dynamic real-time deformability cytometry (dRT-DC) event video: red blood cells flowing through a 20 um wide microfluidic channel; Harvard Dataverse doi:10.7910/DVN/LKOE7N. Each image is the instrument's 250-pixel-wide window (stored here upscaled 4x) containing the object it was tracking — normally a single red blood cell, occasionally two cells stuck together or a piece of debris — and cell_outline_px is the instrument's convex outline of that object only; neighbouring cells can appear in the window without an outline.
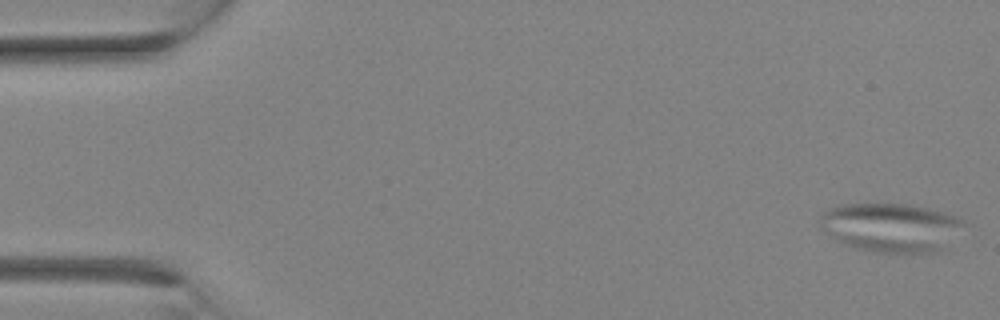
{"species": "Egyptian fruit bat (a non-hibernating species)", "species_latin": "Rousettus aegyptiacus", "temperature_condition": "room temperature", "stored_images_in_passage": 13, "camera_frame_rate_fps": 3000, "um_per_image_px": 0.085, "animal": {"sex": "female"}, "frame": {"image": 1, "passage_image": 1, "time_ms": 0.0, "image_size_px": [1000, 320], "cell_outline_px": [[968, 224], [948, 252], [876, 252], [856, 248], [832, 236], [820, 228], [820, 216], [824, 212], [840, 204], [912, 204], [948, 212], [964, 220]], "centroid_in_image_um": [75.92, 19.33], "position_along_channel_um": 9.1, "area_um2": 41.85}}
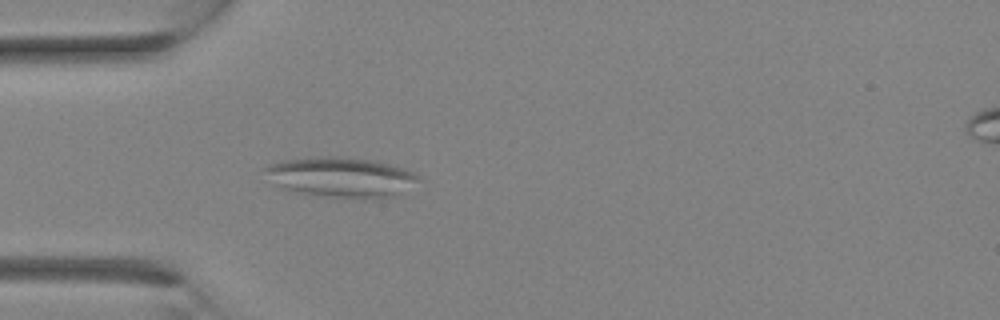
{"frame": {"image": 2, "passage_image": 9, "time_ms": 2.667, "image_size_px": [1000, 320], "cell_outline_px": [[420, 180], [400, 196], [376, 200], [364, 200], [324, 196], [288, 192], [276, 184], [260, 168], [268, 164], [284, 160], [312, 156], [332, 156], [372, 160], [404, 168], [416, 172], [420, 176]], "centroid_in_image_um": [29.03, 15.09], "position_along_channel_um": 56.0, "area_um2": 36.99}}